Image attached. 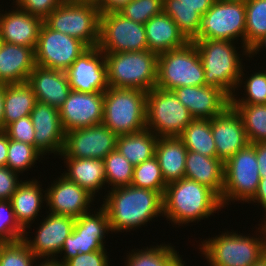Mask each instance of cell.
Listing matches in <instances>:
<instances>
[{
	"instance_id": "cell-1",
	"label": "cell",
	"mask_w": 266,
	"mask_h": 266,
	"mask_svg": "<svg viewBox=\"0 0 266 266\" xmlns=\"http://www.w3.org/2000/svg\"><path fill=\"white\" fill-rule=\"evenodd\" d=\"M101 206L109 217L111 232H130L147 226L148 222L163 215V195L146 188L131 185L107 191Z\"/></svg>"
},
{
	"instance_id": "cell-2",
	"label": "cell",
	"mask_w": 266,
	"mask_h": 266,
	"mask_svg": "<svg viewBox=\"0 0 266 266\" xmlns=\"http://www.w3.org/2000/svg\"><path fill=\"white\" fill-rule=\"evenodd\" d=\"M223 208L220 197L210 188L183 178L167 184L163 195V217L183 226L209 218Z\"/></svg>"
},
{
	"instance_id": "cell-3",
	"label": "cell",
	"mask_w": 266,
	"mask_h": 266,
	"mask_svg": "<svg viewBox=\"0 0 266 266\" xmlns=\"http://www.w3.org/2000/svg\"><path fill=\"white\" fill-rule=\"evenodd\" d=\"M193 42L203 64L206 85L223 90L231 98L243 68L240 57H249V50L237 52V41L194 39Z\"/></svg>"
},
{
	"instance_id": "cell-4",
	"label": "cell",
	"mask_w": 266,
	"mask_h": 266,
	"mask_svg": "<svg viewBox=\"0 0 266 266\" xmlns=\"http://www.w3.org/2000/svg\"><path fill=\"white\" fill-rule=\"evenodd\" d=\"M256 231L260 234L258 238L257 235L243 236V233L227 230L218 236L203 239L202 244L199 243L200 252L210 266H252L266 255L264 225L259 224Z\"/></svg>"
},
{
	"instance_id": "cell-5",
	"label": "cell",
	"mask_w": 266,
	"mask_h": 266,
	"mask_svg": "<svg viewBox=\"0 0 266 266\" xmlns=\"http://www.w3.org/2000/svg\"><path fill=\"white\" fill-rule=\"evenodd\" d=\"M108 85L145 92L156 87L158 54L151 50L104 53Z\"/></svg>"
},
{
	"instance_id": "cell-6",
	"label": "cell",
	"mask_w": 266,
	"mask_h": 266,
	"mask_svg": "<svg viewBox=\"0 0 266 266\" xmlns=\"http://www.w3.org/2000/svg\"><path fill=\"white\" fill-rule=\"evenodd\" d=\"M147 92L109 87L104 92L103 124L117 136L146 128Z\"/></svg>"
},
{
	"instance_id": "cell-7",
	"label": "cell",
	"mask_w": 266,
	"mask_h": 266,
	"mask_svg": "<svg viewBox=\"0 0 266 266\" xmlns=\"http://www.w3.org/2000/svg\"><path fill=\"white\" fill-rule=\"evenodd\" d=\"M203 85H206L204 68L193 41L158 55L157 88L173 90Z\"/></svg>"
},
{
	"instance_id": "cell-8",
	"label": "cell",
	"mask_w": 266,
	"mask_h": 266,
	"mask_svg": "<svg viewBox=\"0 0 266 266\" xmlns=\"http://www.w3.org/2000/svg\"><path fill=\"white\" fill-rule=\"evenodd\" d=\"M100 10L93 3L64 1L43 22L51 29L96 47L100 40Z\"/></svg>"
},
{
	"instance_id": "cell-9",
	"label": "cell",
	"mask_w": 266,
	"mask_h": 266,
	"mask_svg": "<svg viewBox=\"0 0 266 266\" xmlns=\"http://www.w3.org/2000/svg\"><path fill=\"white\" fill-rule=\"evenodd\" d=\"M194 118L172 90L147 92L146 128L158 138L179 137Z\"/></svg>"
},
{
	"instance_id": "cell-10",
	"label": "cell",
	"mask_w": 266,
	"mask_h": 266,
	"mask_svg": "<svg viewBox=\"0 0 266 266\" xmlns=\"http://www.w3.org/2000/svg\"><path fill=\"white\" fill-rule=\"evenodd\" d=\"M260 179L256 149L249 143L224 163L222 206L226 207L231 201L249 202L257 191Z\"/></svg>"
},
{
	"instance_id": "cell-11",
	"label": "cell",
	"mask_w": 266,
	"mask_h": 266,
	"mask_svg": "<svg viewBox=\"0 0 266 266\" xmlns=\"http://www.w3.org/2000/svg\"><path fill=\"white\" fill-rule=\"evenodd\" d=\"M246 7L243 2L216 0L202 16L200 30L195 39L242 40L245 47ZM240 37V38H239Z\"/></svg>"
},
{
	"instance_id": "cell-12",
	"label": "cell",
	"mask_w": 266,
	"mask_h": 266,
	"mask_svg": "<svg viewBox=\"0 0 266 266\" xmlns=\"http://www.w3.org/2000/svg\"><path fill=\"white\" fill-rule=\"evenodd\" d=\"M98 47L103 53L148 50L144 24L136 23L119 12L101 13Z\"/></svg>"
},
{
	"instance_id": "cell-13",
	"label": "cell",
	"mask_w": 266,
	"mask_h": 266,
	"mask_svg": "<svg viewBox=\"0 0 266 266\" xmlns=\"http://www.w3.org/2000/svg\"><path fill=\"white\" fill-rule=\"evenodd\" d=\"M98 211L80 215L74 222L71 234L65 239L60 251L63 253L62 259L57 260L65 263L79 253H89L93 251L106 250L105 238L110 233L109 217L106 210L100 206ZM97 213V214H96ZM104 241V242H103Z\"/></svg>"
},
{
	"instance_id": "cell-14",
	"label": "cell",
	"mask_w": 266,
	"mask_h": 266,
	"mask_svg": "<svg viewBox=\"0 0 266 266\" xmlns=\"http://www.w3.org/2000/svg\"><path fill=\"white\" fill-rule=\"evenodd\" d=\"M89 47L81 40L55 31L44 22L35 47L37 66L66 71Z\"/></svg>"
},
{
	"instance_id": "cell-15",
	"label": "cell",
	"mask_w": 266,
	"mask_h": 266,
	"mask_svg": "<svg viewBox=\"0 0 266 266\" xmlns=\"http://www.w3.org/2000/svg\"><path fill=\"white\" fill-rule=\"evenodd\" d=\"M117 137L103 123L68 131L59 158L104 159L116 150Z\"/></svg>"
},
{
	"instance_id": "cell-16",
	"label": "cell",
	"mask_w": 266,
	"mask_h": 266,
	"mask_svg": "<svg viewBox=\"0 0 266 266\" xmlns=\"http://www.w3.org/2000/svg\"><path fill=\"white\" fill-rule=\"evenodd\" d=\"M65 72L71 90L96 93L109 88L105 55L98 46L89 47Z\"/></svg>"
},
{
	"instance_id": "cell-17",
	"label": "cell",
	"mask_w": 266,
	"mask_h": 266,
	"mask_svg": "<svg viewBox=\"0 0 266 266\" xmlns=\"http://www.w3.org/2000/svg\"><path fill=\"white\" fill-rule=\"evenodd\" d=\"M48 214L40 222L34 238H28V233L24 231L23 241L27 244L32 253L39 259H57L61 257L57 254L60 253L65 239L71 234L75 218L63 216L60 214ZM28 234V235H27ZM56 256V257H55Z\"/></svg>"
},
{
	"instance_id": "cell-18",
	"label": "cell",
	"mask_w": 266,
	"mask_h": 266,
	"mask_svg": "<svg viewBox=\"0 0 266 266\" xmlns=\"http://www.w3.org/2000/svg\"><path fill=\"white\" fill-rule=\"evenodd\" d=\"M104 92L84 93L71 90L59 108L62 127L66 132L103 122Z\"/></svg>"
},
{
	"instance_id": "cell-19",
	"label": "cell",
	"mask_w": 266,
	"mask_h": 266,
	"mask_svg": "<svg viewBox=\"0 0 266 266\" xmlns=\"http://www.w3.org/2000/svg\"><path fill=\"white\" fill-rule=\"evenodd\" d=\"M46 207L53 214H60L78 218L80 215L90 212V204L95 197L77 183L60 175L51 186L46 189Z\"/></svg>"
},
{
	"instance_id": "cell-20",
	"label": "cell",
	"mask_w": 266,
	"mask_h": 266,
	"mask_svg": "<svg viewBox=\"0 0 266 266\" xmlns=\"http://www.w3.org/2000/svg\"><path fill=\"white\" fill-rule=\"evenodd\" d=\"M30 117L35 130L34 146L44 156L47 153L59 156L65 142L59 109L37 101Z\"/></svg>"
},
{
	"instance_id": "cell-21",
	"label": "cell",
	"mask_w": 266,
	"mask_h": 266,
	"mask_svg": "<svg viewBox=\"0 0 266 266\" xmlns=\"http://www.w3.org/2000/svg\"><path fill=\"white\" fill-rule=\"evenodd\" d=\"M194 119H212L222 114L231 98L221 89L210 86H184L172 90Z\"/></svg>"
},
{
	"instance_id": "cell-22",
	"label": "cell",
	"mask_w": 266,
	"mask_h": 266,
	"mask_svg": "<svg viewBox=\"0 0 266 266\" xmlns=\"http://www.w3.org/2000/svg\"><path fill=\"white\" fill-rule=\"evenodd\" d=\"M211 130L217 158L223 163L249 144L243 121L231 105L222 114L211 119Z\"/></svg>"
},
{
	"instance_id": "cell-23",
	"label": "cell",
	"mask_w": 266,
	"mask_h": 266,
	"mask_svg": "<svg viewBox=\"0 0 266 266\" xmlns=\"http://www.w3.org/2000/svg\"><path fill=\"white\" fill-rule=\"evenodd\" d=\"M16 7V8H15ZM0 13V40L10 44L35 48L43 19L31 15L17 5Z\"/></svg>"
},
{
	"instance_id": "cell-24",
	"label": "cell",
	"mask_w": 266,
	"mask_h": 266,
	"mask_svg": "<svg viewBox=\"0 0 266 266\" xmlns=\"http://www.w3.org/2000/svg\"><path fill=\"white\" fill-rule=\"evenodd\" d=\"M27 83L31 86L38 102L60 108L71 91L65 71L35 66Z\"/></svg>"
},
{
	"instance_id": "cell-25",
	"label": "cell",
	"mask_w": 266,
	"mask_h": 266,
	"mask_svg": "<svg viewBox=\"0 0 266 266\" xmlns=\"http://www.w3.org/2000/svg\"><path fill=\"white\" fill-rule=\"evenodd\" d=\"M35 48L0 43V83L15 84L27 82L36 66Z\"/></svg>"
},
{
	"instance_id": "cell-26",
	"label": "cell",
	"mask_w": 266,
	"mask_h": 266,
	"mask_svg": "<svg viewBox=\"0 0 266 266\" xmlns=\"http://www.w3.org/2000/svg\"><path fill=\"white\" fill-rule=\"evenodd\" d=\"M216 0H163V12L177 24L188 41H193L201 26L202 16Z\"/></svg>"
},
{
	"instance_id": "cell-27",
	"label": "cell",
	"mask_w": 266,
	"mask_h": 266,
	"mask_svg": "<svg viewBox=\"0 0 266 266\" xmlns=\"http://www.w3.org/2000/svg\"><path fill=\"white\" fill-rule=\"evenodd\" d=\"M185 178L207 186L221 198L224 187V163L217 157H208L188 150Z\"/></svg>"
},
{
	"instance_id": "cell-28",
	"label": "cell",
	"mask_w": 266,
	"mask_h": 266,
	"mask_svg": "<svg viewBox=\"0 0 266 266\" xmlns=\"http://www.w3.org/2000/svg\"><path fill=\"white\" fill-rule=\"evenodd\" d=\"M39 183L36 178L22 181L10 199L16 220L24 230L31 227L46 202V190Z\"/></svg>"
},
{
	"instance_id": "cell-29",
	"label": "cell",
	"mask_w": 266,
	"mask_h": 266,
	"mask_svg": "<svg viewBox=\"0 0 266 266\" xmlns=\"http://www.w3.org/2000/svg\"><path fill=\"white\" fill-rule=\"evenodd\" d=\"M148 50L156 54L183 47L189 42L178 30L173 19L162 12L144 24Z\"/></svg>"
},
{
	"instance_id": "cell-30",
	"label": "cell",
	"mask_w": 266,
	"mask_h": 266,
	"mask_svg": "<svg viewBox=\"0 0 266 266\" xmlns=\"http://www.w3.org/2000/svg\"><path fill=\"white\" fill-rule=\"evenodd\" d=\"M67 171L61 173L68 180L77 183L94 197L105 188L106 174L104 159H83L63 157Z\"/></svg>"
},
{
	"instance_id": "cell-31",
	"label": "cell",
	"mask_w": 266,
	"mask_h": 266,
	"mask_svg": "<svg viewBox=\"0 0 266 266\" xmlns=\"http://www.w3.org/2000/svg\"><path fill=\"white\" fill-rule=\"evenodd\" d=\"M187 149L179 137H160L156 143L155 157L159 162L166 184L185 178Z\"/></svg>"
},
{
	"instance_id": "cell-32",
	"label": "cell",
	"mask_w": 266,
	"mask_h": 266,
	"mask_svg": "<svg viewBox=\"0 0 266 266\" xmlns=\"http://www.w3.org/2000/svg\"><path fill=\"white\" fill-rule=\"evenodd\" d=\"M37 102L27 82L4 85L3 130L12 122L29 116Z\"/></svg>"
},
{
	"instance_id": "cell-33",
	"label": "cell",
	"mask_w": 266,
	"mask_h": 266,
	"mask_svg": "<svg viewBox=\"0 0 266 266\" xmlns=\"http://www.w3.org/2000/svg\"><path fill=\"white\" fill-rule=\"evenodd\" d=\"M157 141L158 137L145 128L136 133L118 136L116 150L136 166L155 156Z\"/></svg>"
},
{
	"instance_id": "cell-34",
	"label": "cell",
	"mask_w": 266,
	"mask_h": 266,
	"mask_svg": "<svg viewBox=\"0 0 266 266\" xmlns=\"http://www.w3.org/2000/svg\"><path fill=\"white\" fill-rule=\"evenodd\" d=\"M174 247L161 243L149 248L132 249L126 255L125 266H179L183 259Z\"/></svg>"
},
{
	"instance_id": "cell-35",
	"label": "cell",
	"mask_w": 266,
	"mask_h": 266,
	"mask_svg": "<svg viewBox=\"0 0 266 266\" xmlns=\"http://www.w3.org/2000/svg\"><path fill=\"white\" fill-rule=\"evenodd\" d=\"M179 138L187 150L208 157H217L210 119H193L185 127Z\"/></svg>"
},
{
	"instance_id": "cell-36",
	"label": "cell",
	"mask_w": 266,
	"mask_h": 266,
	"mask_svg": "<svg viewBox=\"0 0 266 266\" xmlns=\"http://www.w3.org/2000/svg\"><path fill=\"white\" fill-rule=\"evenodd\" d=\"M240 115L250 144L266 142V104H231Z\"/></svg>"
},
{
	"instance_id": "cell-37",
	"label": "cell",
	"mask_w": 266,
	"mask_h": 266,
	"mask_svg": "<svg viewBox=\"0 0 266 266\" xmlns=\"http://www.w3.org/2000/svg\"><path fill=\"white\" fill-rule=\"evenodd\" d=\"M245 7V47L249 50L266 35V0H248Z\"/></svg>"
},
{
	"instance_id": "cell-38",
	"label": "cell",
	"mask_w": 266,
	"mask_h": 266,
	"mask_svg": "<svg viewBox=\"0 0 266 266\" xmlns=\"http://www.w3.org/2000/svg\"><path fill=\"white\" fill-rule=\"evenodd\" d=\"M244 69V70H243ZM245 67L243 66L240 79L237 85L238 88L244 87V97H239L235 94L231 97V104H266V74L262 70L253 72L251 76H245ZM247 78V79H246ZM246 79V80H245ZM245 80V81H244ZM244 84V86H242ZM242 86V87H241ZM237 96V97H235Z\"/></svg>"
},
{
	"instance_id": "cell-39",
	"label": "cell",
	"mask_w": 266,
	"mask_h": 266,
	"mask_svg": "<svg viewBox=\"0 0 266 266\" xmlns=\"http://www.w3.org/2000/svg\"><path fill=\"white\" fill-rule=\"evenodd\" d=\"M104 168L110 190L131 185L134 166L117 150L104 158Z\"/></svg>"
},
{
	"instance_id": "cell-40",
	"label": "cell",
	"mask_w": 266,
	"mask_h": 266,
	"mask_svg": "<svg viewBox=\"0 0 266 266\" xmlns=\"http://www.w3.org/2000/svg\"><path fill=\"white\" fill-rule=\"evenodd\" d=\"M42 158L43 154L35 146L9 139L6 166L12 171L22 174L34 167L37 160H43Z\"/></svg>"
},
{
	"instance_id": "cell-41",
	"label": "cell",
	"mask_w": 266,
	"mask_h": 266,
	"mask_svg": "<svg viewBox=\"0 0 266 266\" xmlns=\"http://www.w3.org/2000/svg\"><path fill=\"white\" fill-rule=\"evenodd\" d=\"M131 186L146 188L164 195L165 183L157 158H153L134 166Z\"/></svg>"
},
{
	"instance_id": "cell-42",
	"label": "cell",
	"mask_w": 266,
	"mask_h": 266,
	"mask_svg": "<svg viewBox=\"0 0 266 266\" xmlns=\"http://www.w3.org/2000/svg\"><path fill=\"white\" fill-rule=\"evenodd\" d=\"M38 258L23 239L12 243H0V266H33Z\"/></svg>"
},
{
	"instance_id": "cell-43",
	"label": "cell",
	"mask_w": 266,
	"mask_h": 266,
	"mask_svg": "<svg viewBox=\"0 0 266 266\" xmlns=\"http://www.w3.org/2000/svg\"><path fill=\"white\" fill-rule=\"evenodd\" d=\"M118 12L136 23L145 24L163 12V0H131Z\"/></svg>"
},
{
	"instance_id": "cell-44",
	"label": "cell",
	"mask_w": 266,
	"mask_h": 266,
	"mask_svg": "<svg viewBox=\"0 0 266 266\" xmlns=\"http://www.w3.org/2000/svg\"><path fill=\"white\" fill-rule=\"evenodd\" d=\"M24 231L16 220L11 202L0 200V243L19 241Z\"/></svg>"
},
{
	"instance_id": "cell-45",
	"label": "cell",
	"mask_w": 266,
	"mask_h": 266,
	"mask_svg": "<svg viewBox=\"0 0 266 266\" xmlns=\"http://www.w3.org/2000/svg\"><path fill=\"white\" fill-rule=\"evenodd\" d=\"M9 139L28 143L34 146V126L30 115L7 125L3 130Z\"/></svg>"
},
{
	"instance_id": "cell-46",
	"label": "cell",
	"mask_w": 266,
	"mask_h": 266,
	"mask_svg": "<svg viewBox=\"0 0 266 266\" xmlns=\"http://www.w3.org/2000/svg\"><path fill=\"white\" fill-rule=\"evenodd\" d=\"M13 5L43 20L65 0H13ZM15 3V4H14Z\"/></svg>"
},
{
	"instance_id": "cell-47",
	"label": "cell",
	"mask_w": 266,
	"mask_h": 266,
	"mask_svg": "<svg viewBox=\"0 0 266 266\" xmlns=\"http://www.w3.org/2000/svg\"><path fill=\"white\" fill-rule=\"evenodd\" d=\"M107 250L79 253L64 263V266H109Z\"/></svg>"
},
{
	"instance_id": "cell-48",
	"label": "cell",
	"mask_w": 266,
	"mask_h": 266,
	"mask_svg": "<svg viewBox=\"0 0 266 266\" xmlns=\"http://www.w3.org/2000/svg\"><path fill=\"white\" fill-rule=\"evenodd\" d=\"M18 173L9 167H0V200L10 201L18 186L22 183Z\"/></svg>"
},
{
	"instance_id": "cell-49",
	"label": "cell",
	"mask_w": 266,
	"mask_h": 266,
	"mask_svg": "<svg viewBox=\"0 0 266 266\" xmlns=\"http://www.w3.org/2000/svg\"><path fill=\"white\" fill-rule=\"evenodd\" d=\"M130 1L131 0H98L95 5L100 10V13L118 12Z\"/></svg>"
},
{
	"instance_id": "cell-50",
	"label": "cell",
	"mask_w": 266,
	"mask_h": 266,
	"mask_svg": "<svg viewBox=\"0 0 266 266\" xmlns=\"http://www.w3.org/2000/svg\"><path fill=\"white\" fill-rule=\"evenodd\" d=\"M249 203H259L258 205L261 204L262 208L264 209L263 211H265V216L263 217H265L264 219H266V177H261L257 191L254 197L248 202V204Z\"/></svg>"
},
{
	"instance_id": "cell-51",
	"label": "cell",
	"mask_w": 266,
	"mask_h": 266,
	"mask_svg": "<svg viewBox=\"0 0 266 266\" xmlns=\"http://www.w3.org/2000/svg\"><path fill=\"white\" fill-rule=\"evenodd\" d=\"M261 177H266V142L253 143Z\"/></svg>"
},
{
	"instance_id": "cell-52",
	"label": "cell",
	"mask_w": 266,
	"mask_h": 266,
	"mask_svg": "<svg viewBox=\"0 0 266 266\" xmlns=\"http://www.w3.org/2000/svg\"><path fill=\"white\" fill-rule=\"evenodd\" d=\"M9 138L3 130H0V167L6 166L8 156Z\"/></svg>"
},
{
	"instance_id": "cell-53",
	"label": "cell",
	"mask_w": 266,
	"mask_h": 266,
	"mask_svg": "<svg viewBox=\"0 0 266 266\" xmlns=\"http://www.w3.org/2000/svg\"><path fill=\"white\" fill-rule=\"evenodd\" d=\"M265 48V49H264ZM266 50V35L258 40L250 49H249V58L256 56L259 51ZM253 55V56H252Z\"/></svg>"
},
{
	"instance_id": "cell-54",
	"label": "cell",
	"mask_w": 266,
	"mask_h": 266,
	"mask_svg": "<svg viewBox=\"0 0 266 266\" xmlns=\"http://www.w3.org/2000/svg\"><path fill=\"white\" fill-rule=\"evenodd\" d=\"M4 117V84L0 83V130H3Z\"/></svg>"
},
{
	"instance_id": "cell-55",
	"label": "cell",
	"mask_w": 266,
	"mask_h": 266,
	"mask_svg": "<svg viewBox=\"0 0 266 266\" xmlns=\"http://www.w3.org/2000/svg\"><path fill=\"white\" fill-rule=\"evenodd\" d=\"M39 260L40 259L37 260L38 265L36 263L35 266H64V264L59 262L57 259H43L42 262H39Z\"/></svg>"
},
{
	"instance_id": "cell-56",
	"label": "cell",
	"mask_w": 266,
	"mask_h": 266,
	"mask_svg": "<svg viewBox=\"0 0 266 266\" xmlns=\"http://www.w3.org/2000/svg\"><path fill=\"white\" fill-rule=\"evenodd\" d=\"M252 266H266V255L263 256L258 262H256Z\"/></svg>"
},
{
	"instance_id": "cell-57",
	"label": "cell",
	"mask_w": 266,
	"mask_h": 266,
	"mask_svg": "<svg viewBox=\"0 0 266 266\" xmlns=\"http://www.w3.org/2000/svg\"><path fill=\"white\" fill-rule=\"evenodd\" d=\"M69 2H80V3H93L96 4L98 0H66Z\"/></svg>"
},
{
	"instance_id": "cell-58",
	"label": "cell",
	"mask_w": 266,
	"mask_h": 266,
	"mask_svg": "<svg viewBox=\"0 0 266 266\" xmlns=\"http://www.w3.org/2000/svg\"><path fill=\"white\" fill-rule=\"evenodd\" d=\"M227 1H235V2H243V3H246L248 0H227Z\"/></svg>"
},
{
	"instance_id": "cell-59",
	"label": "cell",
	"mask_w": 266,
	"mask_h": 266,
	"mask_svg": "<svg viewBox=\"0 0 266 266\" xmlns=\"http://www.w3.org/2000/svg\"><path fill=\"white\" fill-rule=\"evenodd\" d=\"M261 222H263L262 224L264 225L265 230H266V219L265 220L263 219V221H261Z\"/></svg>"
},
{
	"instance_id": "cell-60",
	"label": "cell",
	"mask_w": 266,
	"mask_h": 266,
	"mask_svg": "<svg viewBox=\"0 0 266 266\" xmlns=\"http://www.w3.org/2000/svg\"><path fill=\"white\" fill-rule=\"evenodd\" d=\"M179 266H186L185 261H183Z\"/></svg>"
}]
</instances>
